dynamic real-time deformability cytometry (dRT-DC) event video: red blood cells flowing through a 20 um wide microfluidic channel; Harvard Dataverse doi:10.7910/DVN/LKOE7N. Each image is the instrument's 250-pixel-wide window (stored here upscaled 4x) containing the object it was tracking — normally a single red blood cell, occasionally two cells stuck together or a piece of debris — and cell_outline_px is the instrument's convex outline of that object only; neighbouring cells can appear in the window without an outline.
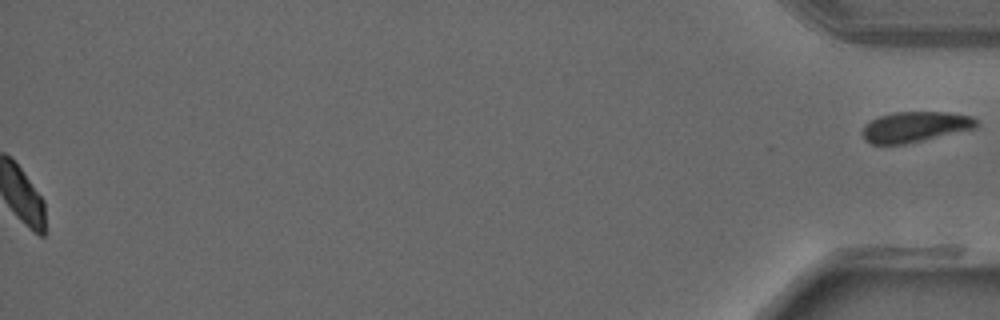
{"species": "common noctule bat (a hibernating species)", "species_latin": "Nyctalus noctula", "temperature_condition": "warm", "stored_images_in_passage": 40, "segment_of_instrument_passage": [2, 2], "camera_frame_rate_fps": 3000, "um_per_image_px": 0.085, "animal": {"sex": "male", "forearm_length_mm": 52.5}, "frame": {"image": 1, "passage_image": 40, "time_ms": 13.0, "image_size_px": [1000, 320], "cell_outline_px": [[976, 128], [904, 144], [872, 144], [864, 140], [864, 124], [880, 116], [892, 112], [948, 112], [972, 116], [976, 120]], "centroid_in_image_um": [77.78, 10.77], "position_along_channel_um": 357.4, "area_um2": 20.0}}